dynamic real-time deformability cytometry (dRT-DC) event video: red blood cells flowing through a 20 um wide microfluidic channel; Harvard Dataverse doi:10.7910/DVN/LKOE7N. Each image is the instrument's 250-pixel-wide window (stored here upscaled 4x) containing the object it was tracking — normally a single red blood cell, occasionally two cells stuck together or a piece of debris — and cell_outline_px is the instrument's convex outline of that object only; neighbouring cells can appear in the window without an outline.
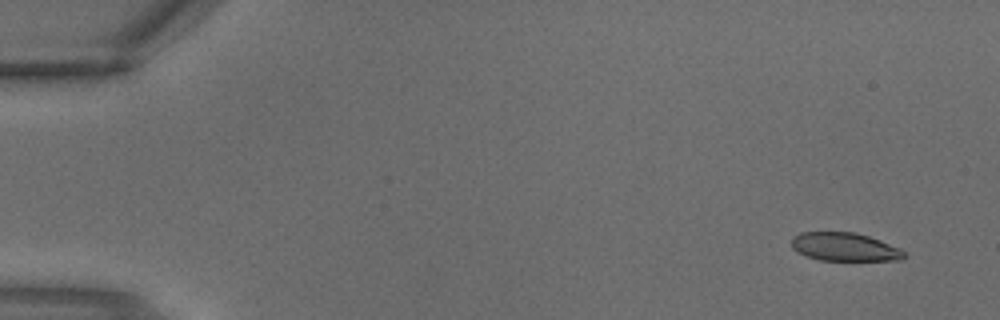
{"species": "common noctule bat (a hibernating species)", "species_latin": "Nyctalus noctula", "temperature_condition": "warm", "stored_images_in_passage": 3, "camera_frame_rate_fps": 3000, "um_per_image_px": 0.085, "animal": {"sex": "male", "body_mass_g": 18.8}, "frame": {"image": 1, "passage_image": 1, "time_ms": 0.0, "image_size_px": [1000, 320], "cell_outline_px": [[904, 256], [900, 260], [820, 260], [804, 256], [796, 252], [792, 248], [792, 236], [800, 232], [856, 232], [880, 240], [900, 248], [904, 252]], "centroid_in_image_um": [71.74, 20.98], "position_along_channel_um": 13.3, "area_um2": 18.67}}
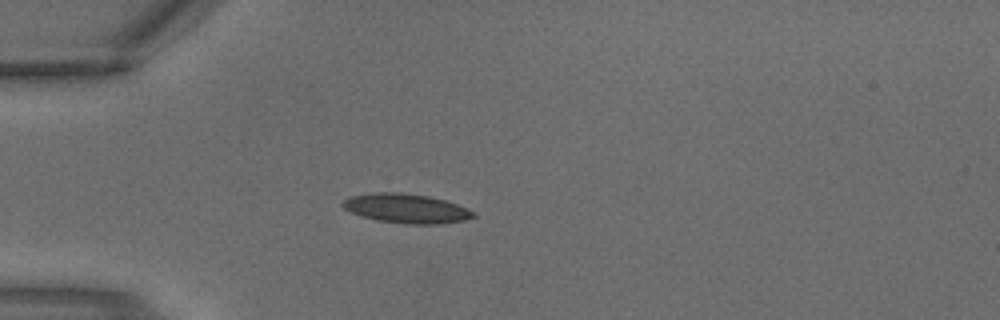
{"frame": {"image": 2, "passage_image": 3, "time_ms": 0.667, "image_size_px": [1000, 320], "cell_outline_px": [[476, 216], [464, 220], [436, 224], [408, 224], [376, 220], [360, 216], [344, 208], [340, 204], [348, 196], [376, 192], [400, 192], [428, 196], [444, 200], [456, 204], [476, 212]], "centroid_in_image_um": [34.5, 17.71], "position_along_channel_um": 50.5, "area_um2": 22.31}}